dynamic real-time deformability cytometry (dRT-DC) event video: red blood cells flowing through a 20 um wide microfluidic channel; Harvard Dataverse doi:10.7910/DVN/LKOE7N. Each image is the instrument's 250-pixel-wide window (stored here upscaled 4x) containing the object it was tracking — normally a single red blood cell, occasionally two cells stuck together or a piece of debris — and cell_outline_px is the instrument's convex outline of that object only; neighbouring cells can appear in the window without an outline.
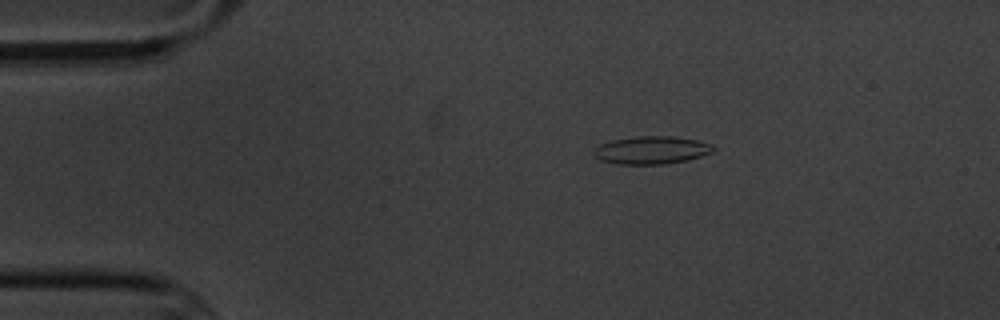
{"species": "common noctule bat (a hibernating species)", "species_latin": "Nyctalus noctula", "temperature_condition": "cold", "stored_images_in_passage": 9, "camera_frame_rate_fps": 3000, "um_per_image_px": 0.085, "animal": {"sex": "male", "body_mass_g": 20.1, "forearm_length_mm": 53.5}, "frame": {"image": 1, "passage_image": 3, "time_ms": 3.0, "image_size_px": [1000, 320], "cell_outline_px": [[716, 148], [712, 152], [688, 160], [664, 164], [616, 164], [600, 160], [592, 152], [600, 144], [612, 140], [636, 136], [672, 136], [696, 140], [712, 144]], "centroid_in_image_um": [55.38, 12.76], "position_along_channel_um": 29.6, "area_um2": 19.36}}
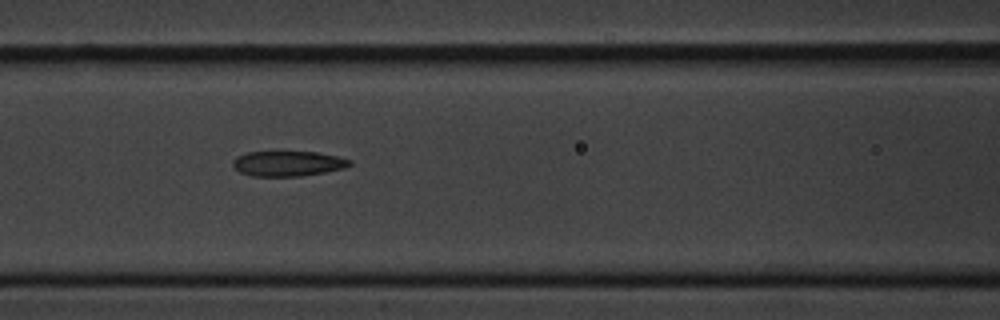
{"frame": {"image": 2, "passage_image": 7, "time_ms": 7.667, "image_size_px": [1000, 320], "cell_outline_px": [[352, 164], [344, 168], [324, 172], [300, 176], [252, 176], [240, 172], [232, 164], [232, 160], [236, 156], [244, 152], [316, 152], [336, 156], [352, 160]], "centroid_in_image_um": [24.45, 13.9], "position_along_channel_um": 142.2, "area_um2": 17.11}}
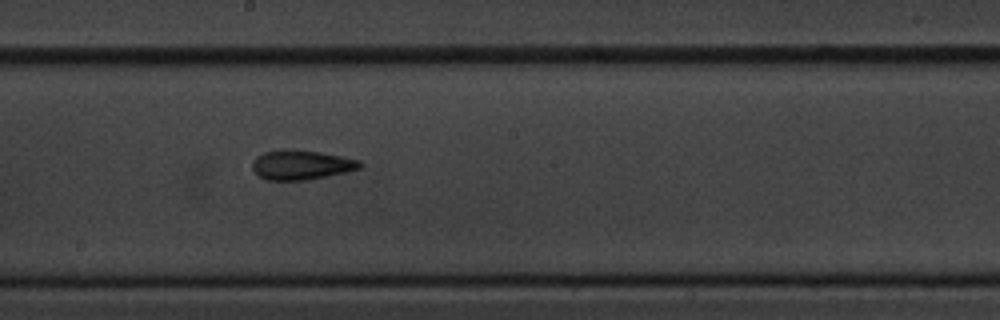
{"frame": {"image": 3, "passage_image": 9, "time_ms": 10.0, "image_size_px": [1000, 320], "cell_outline_px": [[364, 164], [360, 168], [344, 172], [308, 180], [268, 180], [260, 176], [252, 168], [252, 160], [256, 156], [264, 152], [280, 148], [296, 148], [320, 152], [360, 160]], "centroid_in_image_um": [25.58, 13.98], "position_along_channel_um": 222.6, "area_um2": 18.79}}